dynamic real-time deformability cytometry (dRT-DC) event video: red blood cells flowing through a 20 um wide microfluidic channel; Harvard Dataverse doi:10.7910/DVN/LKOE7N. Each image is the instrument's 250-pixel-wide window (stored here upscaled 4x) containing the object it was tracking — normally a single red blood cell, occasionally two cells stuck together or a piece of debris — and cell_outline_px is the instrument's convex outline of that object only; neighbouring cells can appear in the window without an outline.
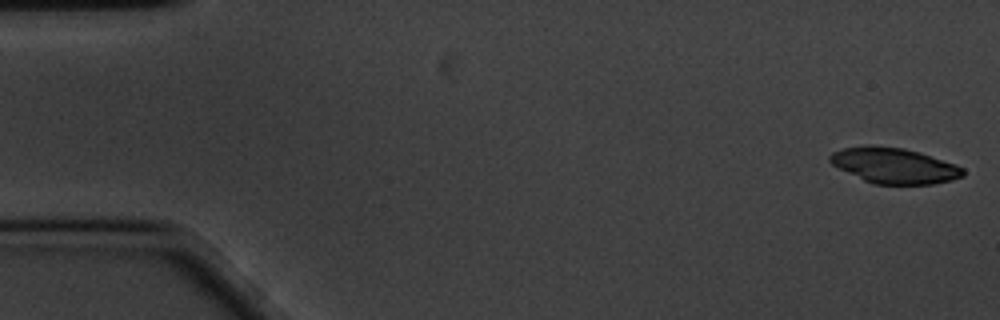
{"species": "common noctule bat (a hibernating species)", "species_latin": "Nyctalus noctula", "temperature_condition": "cold", "stored_images_in_passage": 58, "camera_frame_rate_fps": 3000, "um_per_image_px": 0.085, "animal": {"sex": "male", "body_mass_g": 20.1, "forearm_length_mm": 53.5}, "frame": {"image": 1, "passage_image": 1, "time_ms": 0.0, "image_size_px": [1000, 320], "cell_outline_px": [[964, 176], [952, 180], [932, 184], [876, 184], [864, 180], [832, 164], [828, 160], [828, 156], [832, 152], [844, 148], [864, 144], [868, 144], [904, 148], [956, 164], [964, 168]], "centroid_in_image_um": [76.0, 14.06], "position_along_channel_um": 9.0, "area_um2": 27.51}}